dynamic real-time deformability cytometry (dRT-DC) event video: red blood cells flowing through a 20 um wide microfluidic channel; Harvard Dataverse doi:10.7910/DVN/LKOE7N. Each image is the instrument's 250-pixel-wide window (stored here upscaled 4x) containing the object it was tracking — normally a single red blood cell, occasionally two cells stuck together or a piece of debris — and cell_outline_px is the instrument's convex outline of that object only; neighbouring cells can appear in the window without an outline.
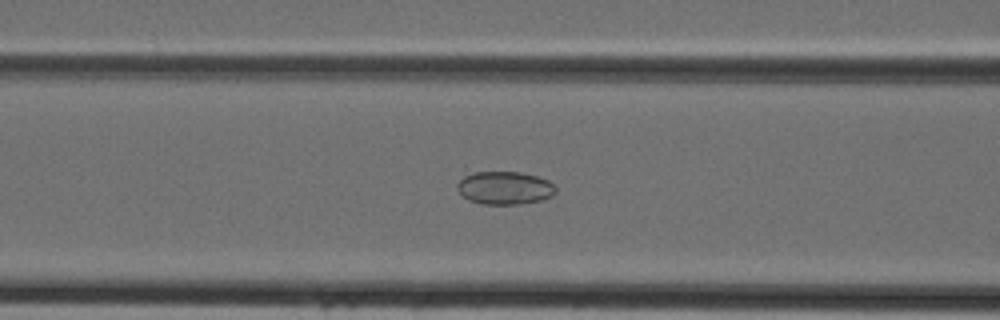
{"species": "Egyptian fruit bat (a non-hibernating species)", "species_latin": "Rousettus aegyptiacus", "temperature_condition": "cold", "stored_images_in_passage": 32, "camera_frame_rate_fps": 3000, "um_per_image_px": 0.085, "animal": {"sex": "female"}, "frame": {"image": 1, "passage_image": 11, "time_ms": 3.333, "image_size_px": [1000, 320], "cell_outline_px": [[556, 192], [552, 196], [540, 200], [520, 204], [480, 204], [468, 200], [456, 188], [456, 184], [464, 176], [476, 172], [520, 172], [536, 176], [548, 180], [556, 188]], "centroid_in_image_um": [42.89, 15.98], "position_along_channel_um": 123.7, "area_um2": 18.9}}
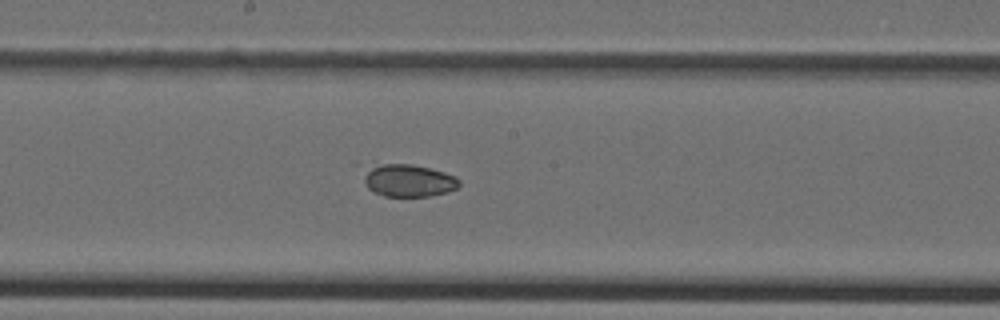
{"frame": {"image": 2, "passage_image": 17, "time_ms": 5.333, "image_size_px": [1000, 320], "cell_outline_px": [[460, 184], [456, 188], [448, 192], [428, 196], [384, 196], [368, 188], [352, 164], [372, 160], [412, 164], [444, 172], [456, 176], [460, 180]], "centroid_in_image_um": [34.4, 15.22], "position_along_channel_um": 213.8, "area_um2": 19.94}}
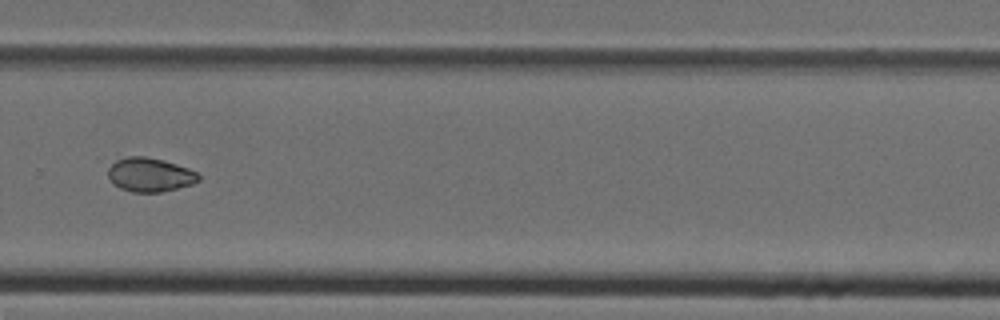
{"frame": {"image": 3, "passage_image": 24, "time_ms": 7.667, "image_size_px": [1000, 320], "cell_outline_px": [[200, 180], [192, 184], [160, 192], [132, 192], [120, 188], [112, 184], [108, 176], [108, 168], [116, 160], [128, 156], [144, 156], [164, 160], [188, 168], [196, 172], [200, 176]], "centroid_in_image_um": [12.72, 14.85], "position_along_channel_um": 317.1, "area_um2": 17.92}}